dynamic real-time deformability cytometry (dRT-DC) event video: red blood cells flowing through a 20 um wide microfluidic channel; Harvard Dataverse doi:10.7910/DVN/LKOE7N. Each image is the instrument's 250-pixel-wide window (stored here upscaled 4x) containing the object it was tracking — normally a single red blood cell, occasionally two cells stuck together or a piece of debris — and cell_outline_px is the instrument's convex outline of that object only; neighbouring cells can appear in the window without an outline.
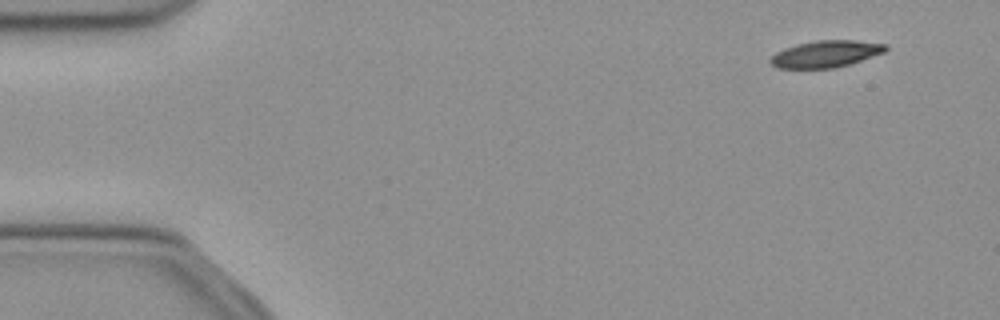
{"species": "common noctule bat (a hibernating species)", "species_latin": "Nyctalus noctula", "temperature_condition": "cold", "stored_images_in_passage": 49, "camera_frame_rate_fps": 3000, "um_per_image_px": 0.085, "animal": {"sex": "female", "body_mass_g": 21.9}, "frame": {"image": 1, "passage_image": 1, "time_ms": 0.0, "image_size_px": [1000, 320], "cell_outline_px": [[888, 48], [884, 52], [836, 68], [776, 68], [768, 60], [776, 52], [784, 48], [796, 44], [816, 40], [856, 40], [888, 44]], "centroid_in_image_um": [70.18, 4.57], "position_along_channel_um": 14.8, "area_um2": 17.98}}
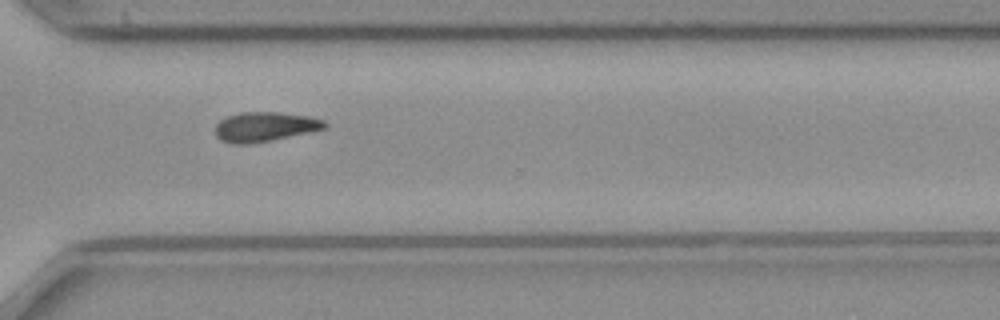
{"frame": {"image": 2, "passage_image": 35, "time_ms": 11.333, "image_size_px": [1000, 320], "cell_outline_px": [[328, 128], [272, 140], [252, 144], [232, 144], [220, 140], [216, 136], [216, 124], [220, 120], [228, 116], [240, 112], [280, 112], [308, 116], [324, 120], [328, 124]], "centroid_in_image_um": [22.52, 10.78], "position_along_channel_um": 348.1, "area_um2": 19.02}}
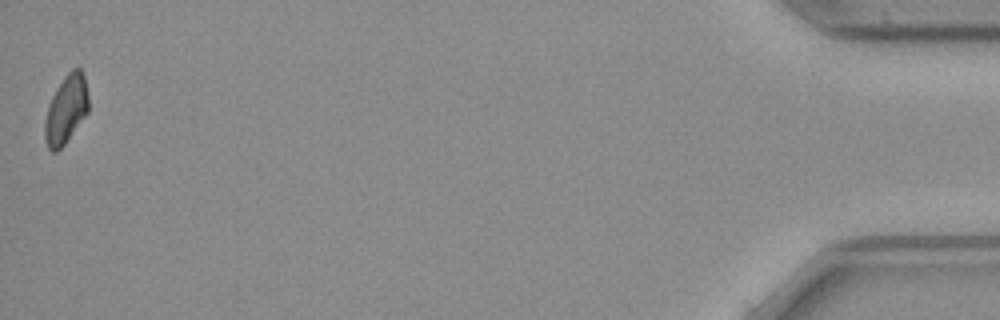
{"frame": {"image": 3, "passage_image": 49, "time_ms": 16.0, "image_size_px": [1000, 320], "cell_outline_px": [[88, 112], [64, 144], [56, 152], [52, 152], [48, 148], [44, 140], [44, 120], [48, 104], [56, 88], [64, 76], [72, 68], [80, 68], [84, 76], [88, 96]], "centroid_in_image_um": [5.59, 9.3], "position_along_channel_um": 429.6, "area_um2": 17.46}, "authors_computed_cell_mechanics": {"area_um2": 19.1318, "velocity_mm_per_s": 3.9016, "shape_relaxation_time_tau1_ms": 4.2691, "shape_relaxation_time_tau2_ms": null, "deformation_change_tau1": 0.107, "deformation_change_tau2": null}}